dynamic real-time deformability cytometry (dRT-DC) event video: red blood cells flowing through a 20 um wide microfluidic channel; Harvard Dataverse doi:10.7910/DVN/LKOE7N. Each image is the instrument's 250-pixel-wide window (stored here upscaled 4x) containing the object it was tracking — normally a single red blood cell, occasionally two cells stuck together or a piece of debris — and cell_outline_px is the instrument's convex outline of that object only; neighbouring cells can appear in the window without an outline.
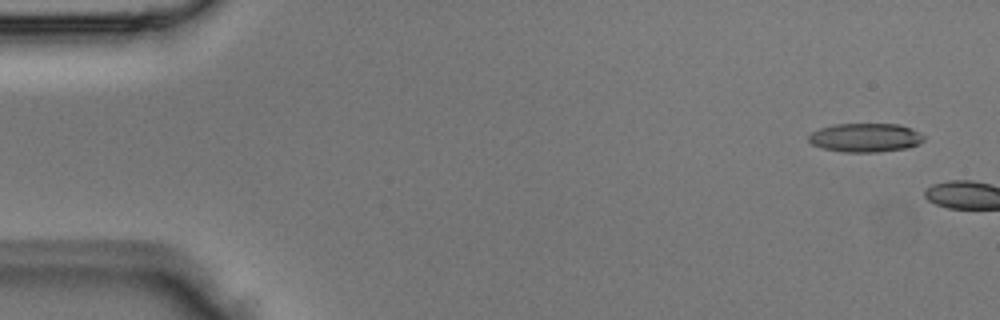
{"species": "Egyptian fruit bat (a non-hibernating species)", "species_latin": "Rousettus aegyptiacus", "temperature_condition": "room temperature", "stored_images_in_passage": 2, "camera_frame_rate_fps": 3000, "um_per_image_px": 0.085, "animal": {"sex": "male"}, "frame": {"image": 1, "passage_image": 1, "time_ms": 0.0, "image_size_px": [1000, 320], "cell_outline_px": [[924, 140], [920, 144], [908, 148], [876, 152], [844, 152], [820, 148], [812, 144], [808, 140], [808, 136], [812, 132], [820, 128], [832, 124], [900, 124], [912, 128], [924, 136]], "centroid_in_image_um": [73.56, 11.7], "position_along_channel_um": 11.4, "area_um2": 19.54}}